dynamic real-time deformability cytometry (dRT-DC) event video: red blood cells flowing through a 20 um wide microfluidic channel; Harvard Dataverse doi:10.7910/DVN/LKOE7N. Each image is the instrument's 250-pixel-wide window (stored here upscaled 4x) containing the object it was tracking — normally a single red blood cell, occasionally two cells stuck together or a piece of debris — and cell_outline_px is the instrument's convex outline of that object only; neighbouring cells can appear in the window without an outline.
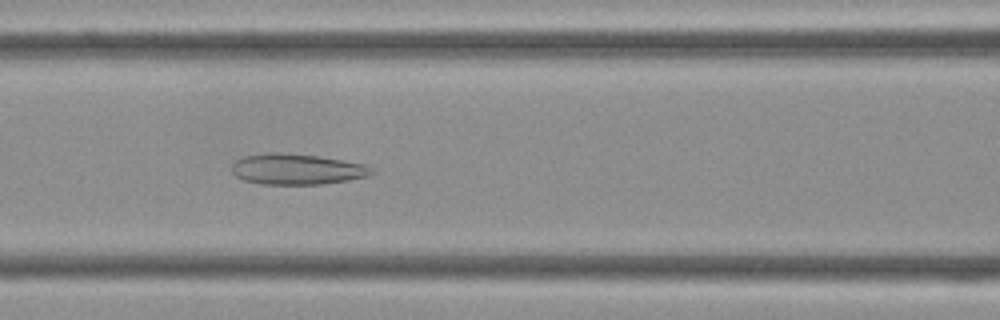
{"species": "Egyptian fruit bat (a non-hibernating species)", "species_latin": "Rousettus aegyptiacus", "temperature_condition": "cold", "stored_images_in_passage": 33, "camera_frame_rate_fps": 3000, "um_per_image_px": 0.085, "frame": {"image": 1, "passage_image": 8, "time_ms": 2.333, "image_size_px": [1000, 320], "cell_outline_px": [[376, 172], [368, 176], [348, 180], [320, 184], [260, 184], [244, 180], [236, 176], [232, 172], [232, 164], [236, 160], [244, 156], [268, 152], [276, 152], [320, 156], [344, 160], [364, 164], [372, 168]], "centroid_in_image_um": [25.24, 14.37], "position_along_channel_um": 141.4, "area_um2": 25.14}}
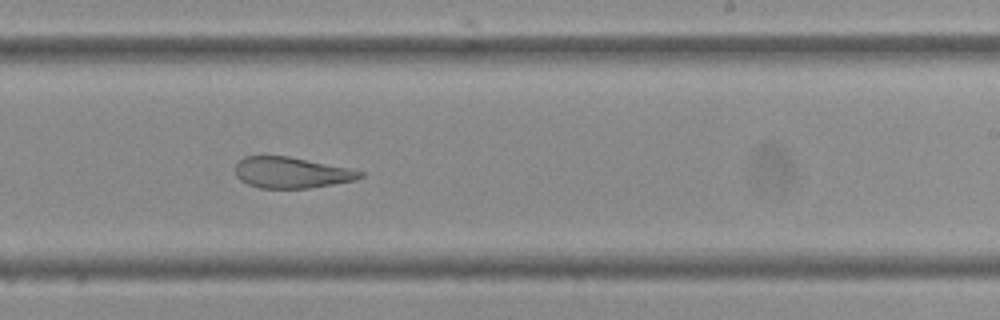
{"frame": {"image": 2, "passage_image": 16, "time_ms": 5.0, "image_size_px": [1000, 320], "cell_outline_px": [[364, 176], [356, 180], [308, 188], [260, 188], [248, 184], [240, 180], [236, 176], [236, 164], [244, 156], [288, 156], [348, 168], [364, 172]], "centroid_in_image_um": [24.76, 14.67], "position_along_channel_um": 264.2, "area_um2": 22.37}}
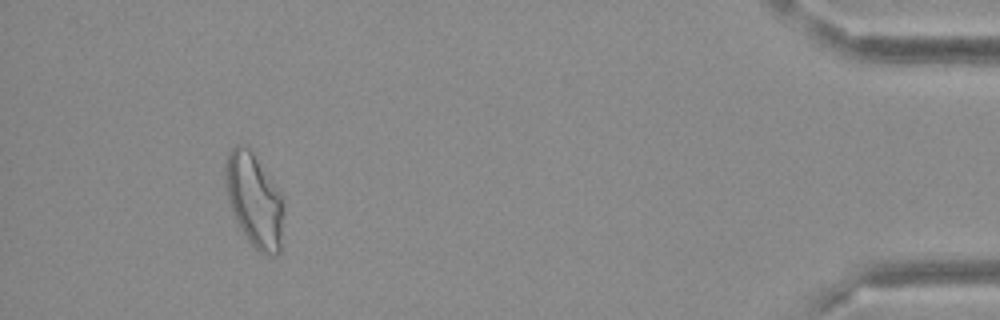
{"frame": {"image": 3, "passage_image": 30, "time_ms": 9.667, "image_size_px": [1000, 320], "cell_outline_px": [[284, 212], [280, 252], [276, 256], [272, 256], [260, 252], [248, 240], [236, 220], [232, 212], [228, 200], [224, 184], [224, 164], [228, 152], [236, 144], [244, 144], [252, 152], [280, 192], [284, 204]], "centroid_in_image_um": [21.6, 17.01], "position_along_channel_um": 413.6, "area_um2": 31.96}}